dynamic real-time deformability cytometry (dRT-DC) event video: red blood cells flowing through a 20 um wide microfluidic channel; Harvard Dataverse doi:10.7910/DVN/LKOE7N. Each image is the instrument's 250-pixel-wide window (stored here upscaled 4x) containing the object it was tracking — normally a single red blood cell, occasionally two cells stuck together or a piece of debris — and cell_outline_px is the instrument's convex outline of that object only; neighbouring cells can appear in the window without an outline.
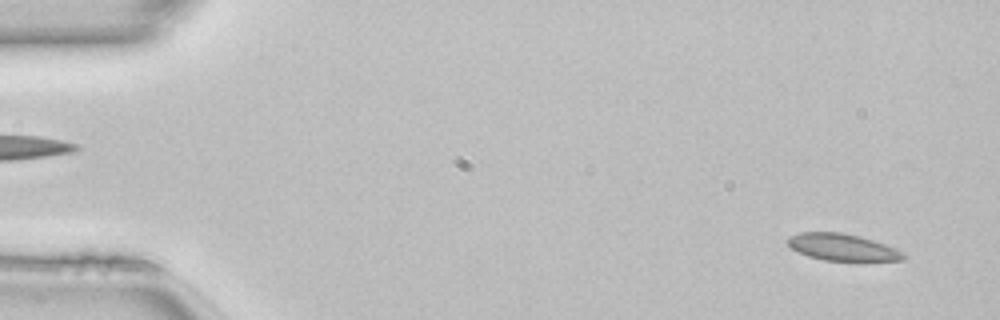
{"species": "common noctule bat (a hibernating species)", "species_latin": "Nyctalus noctula", "temperature_condition": "room temperature", "stored_images_in_passage": 15, "camera_frame_rate_fps": 3000, "um_per_image_px": 0.085, "animal": {"sex": "female", "body_mass_g": 22.7, "forearm_length_mm": 54.2}, "frame": {"image": 1, "passage_image": 3, "time_ms": 0.667, "image_size_px": [1000, 320], "cell_outline_px": [[908, 256], [904, 260], [824, 260], [808, 256], [792, 248], [788, 244], [788, 236], [800, 232], [840, 232], [860, 236], [896, 248], [904, 252]], "centroid_in_image_um": [71.62, 21.0], "position_along_channel_um": 13.4, "area_um2": 17.92}}
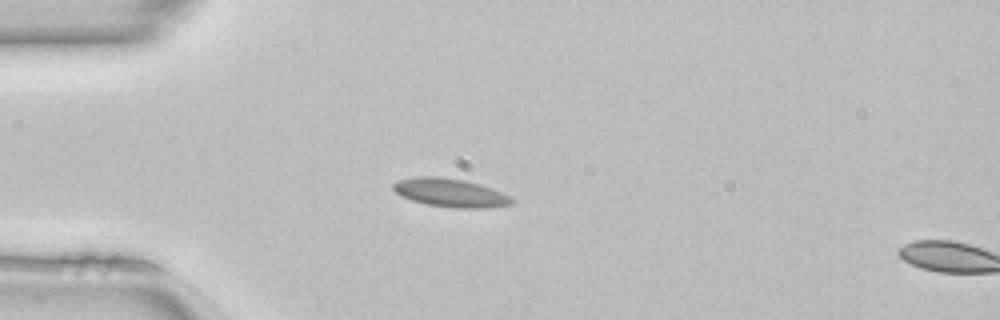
{"frame": {"image": 2, "passage_image": 13, "time_ms": 4.0, "image_size_px": [1000, 320], "cell_outline_px": [[516, 200], [512, 204], [488, 208], [456, 208], [428, 204], [412, 200], [400, 196], [392, 188], [392, 184], [396, 180], [416, 176], [440, 176], [464, 180], [480, 184], [492, 188]], "centroid_in_image_um": [38.26, 16.37], "position_along_channel_um": 46.7, "area_um2": 19.77}}